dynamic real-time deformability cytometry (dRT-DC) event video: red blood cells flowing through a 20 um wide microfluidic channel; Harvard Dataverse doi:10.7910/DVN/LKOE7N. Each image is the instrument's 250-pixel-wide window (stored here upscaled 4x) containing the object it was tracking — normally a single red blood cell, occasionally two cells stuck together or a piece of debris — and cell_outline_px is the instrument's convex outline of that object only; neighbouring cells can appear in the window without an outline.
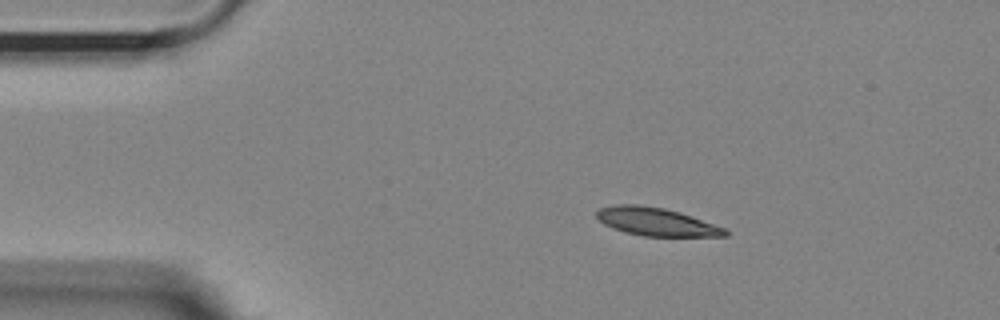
{"species": "Egyptian fruit bat (a non-hibernating species)", "species_latin": "Rousettus aegyptiacus", "temperature_condition": "room temperature", "stored_images_in_passage": 46, "camera_frame_rate_fps": 3000, "um_per_image_px": 0.085, "animal": {"sex": "female"}, "frame": {"image": 1, "passage_image": 1, "time_ms": 0.0, "image_size_px": [1000, 320], "cell_outline_px": [[728, 236], [644, 236], [624, 232], [612, 228], [604, 224], [596, 216], [596, 212], [600, 208], [616, 204], [640, 204], [664, 208], [680, 212], [724, 228], [728, 232]], "centroid_in_image_um": [55.74, 18.84], "position_along_channel_um": 29.3, "area_um2": 20.92}}
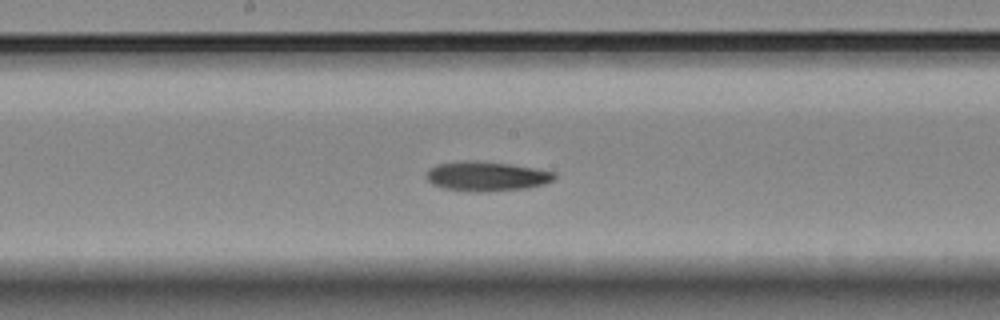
{"frame": {"image": 2, "passage_image": 20, "time_ms": 6.333, "image_size_px": [1000, 320], "cell_outline_px": [[556, 176], [552, 180], [544, 184], [528, 188], [484, 192], [468, 192], [444, 188], [432, 184], [424, 176], [428, 168], [436, 164], [460, 160], [476, 160], [512, 164], [556, 172]], "centroid_in_image_um": [41.31, 14.97], "position_along_channel_um": 206.9, "area_um2": 22.54}}
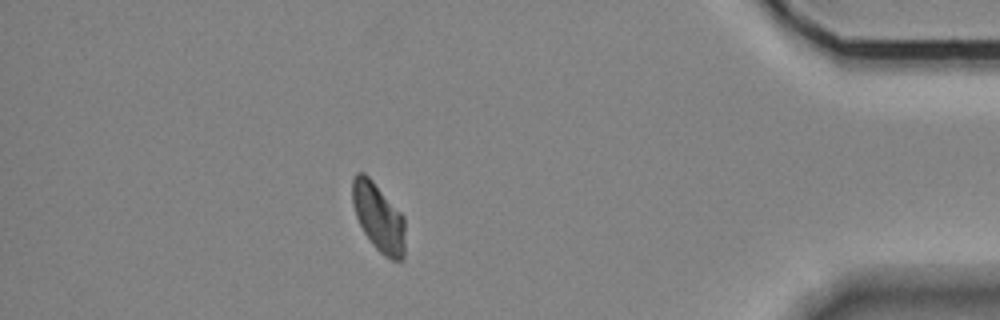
{"frame": {"image": 3, "passage_image": 40, "time_ms": 13.0, "image_size_px": [1000, 320], "cell_outline_px": [[404, 260], [392, 260], [384, 256], [372, 244], [364, 232], [356, 216], [352, 204], [352, 176], [356, 172], [364, 172], [372, 180], [404, 216]], "centroid_in_image_um": [32.16, 18.46], "position_along_channel_um": 403.0, "area_um2": 20.98}}